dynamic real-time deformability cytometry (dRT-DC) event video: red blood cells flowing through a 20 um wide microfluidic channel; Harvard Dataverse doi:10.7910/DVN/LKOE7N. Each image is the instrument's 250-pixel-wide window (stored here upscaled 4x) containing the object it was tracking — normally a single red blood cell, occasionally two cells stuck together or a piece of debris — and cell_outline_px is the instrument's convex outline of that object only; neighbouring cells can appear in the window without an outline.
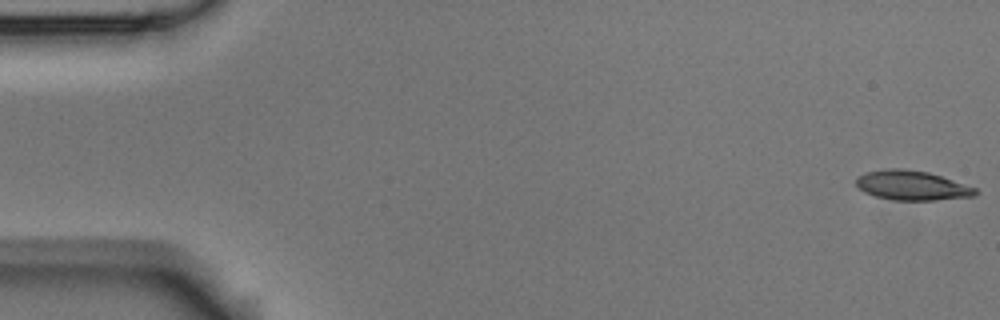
{"species": "Egyptian fruit bat (a non-hibernating species)", "species_latin": "Rousettus aegyptiacus", "temperature_condition": "room temperature", "stored_images_in_passage": 6, "camera_frame_rate_fps": 3000, "um_per_image_px": 0.085, "animal": {"sex": "male"}, "frame": {"image": 1, "passage_image": 1, "time_ms": 0.0, "image_size_px": [1000, 320], "cell_outline_px": [[980, 192], [976, 196], [936, 200], [892, 200], [876, 196], [864, 192], [856, 184], [856, 176], [868, 172], [892, 168], [900, 168], [928, 172], [976, 188]], "centroid_in_image_um": [77.53, 15.77], "position_along_channel_um": 7.5, "area_um2": 20.4}}
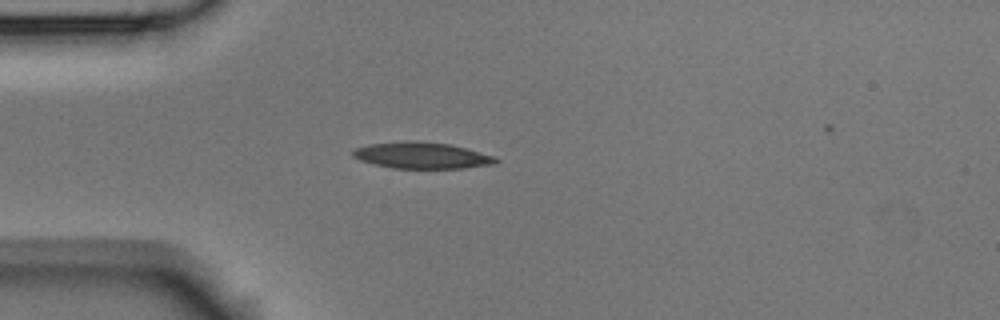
{"frame": {"image": 2, "passage_image": 5, "time_ms": 4.667, "image_size_px": [1000, 320], "cell_outline_px": [[500, 160], [496, 164], [464, 168], [392, 168], [360, 160], [352, 156], [352, 148], [368, 144], [404, 140], [416, 140], [448, 144], [496, 156]], "centroid_in_image_um": [35.84, 13.2], "position_along_channel_um": 49.2, "area_um2": 22.14}}